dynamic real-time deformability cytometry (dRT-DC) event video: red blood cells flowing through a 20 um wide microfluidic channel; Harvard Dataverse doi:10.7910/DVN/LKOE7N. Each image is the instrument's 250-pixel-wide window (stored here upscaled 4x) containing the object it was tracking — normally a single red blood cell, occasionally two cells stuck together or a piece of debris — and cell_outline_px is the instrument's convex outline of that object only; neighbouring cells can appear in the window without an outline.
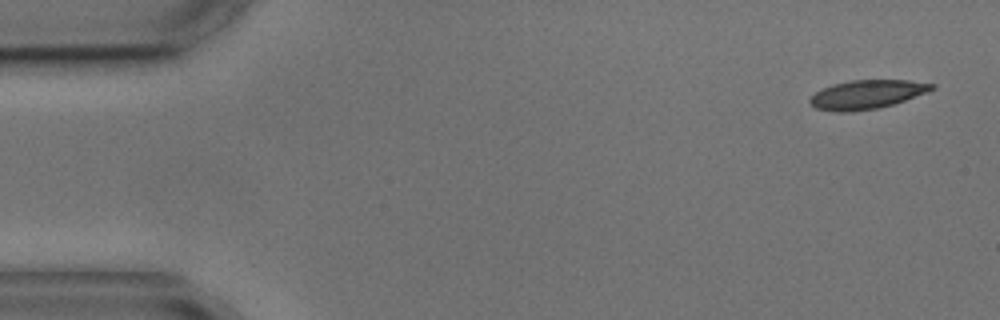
{"species": "common noctule bat (a hibernating species)", "species_latin": "Nyctalus noctula", "temperature_condition": "cold", "stored_images_in_passage": 6, "camera_frame_rate_fps": 3000, "um_per_image_px": 0.085, "animal": {"sex": "male", "body_mass_g": 17.9, "forearm_length_mm": 54.2}, "frame": {"image": 1, "passage_image": 1, "time_ms": 0.0, "image_size_px": [1000, 320], "cell_outline_px": [[936, 88], [904, 100], [892, 104], [876, 108], [848, 112], [840, 112], [816, 108], [808, 100], [816, 92], [832, 84], [852, 80], [908, 80], [936, 84]], "centroid_in_image_um": [73.68, 8.01], "position_along_channel_um": 11.3, "area_um2": 20.11}}
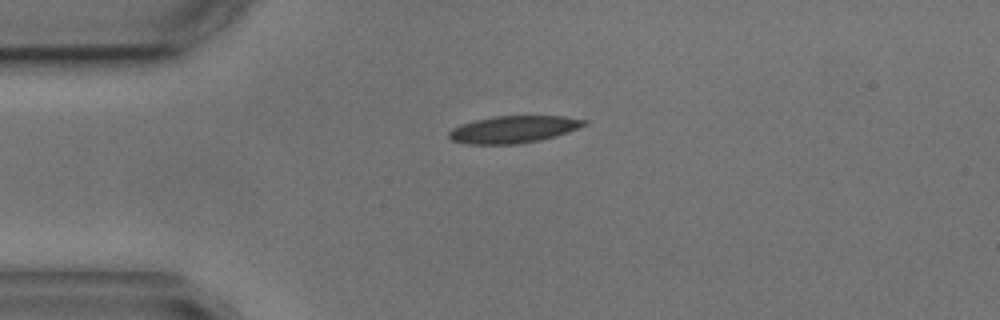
{"frame": {"image": 2, "passage_image": 4, "time_ms": 3.333, "image_size_px": [1000, 320], "cell_outline_px": [[588, 124], [568, 132], [556, 136], [540, 140], [516, 144], [468, 144], [452, 140], [448, 136], [448, 132], [452, 128], [460, 124], [476, 120], [496, 116], [564, 116], [588, 120]], "centroid_in_image_um": [43.66, 10.99], "position_along_channel_um": 41.3, "area_um2": 21.39}}